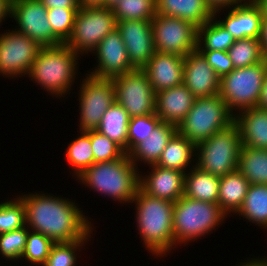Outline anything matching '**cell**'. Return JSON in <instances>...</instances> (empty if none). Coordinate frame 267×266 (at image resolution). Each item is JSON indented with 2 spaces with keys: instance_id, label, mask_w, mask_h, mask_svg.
Returning <instances> with one entry per match:
<instances>
[{
  "instance_id": "cell-1",
  "label": "cell",
  "mask_w": 267,
  "mask_h": 266,
  "mask_svg": "<svg viewBox=\"0 0 267 266\" xmlns=\"http://www.w3.org/2000/svg\"><path fill=\"white\" fill-rule=\"evenodd\" d=\"M46 191L16 193L23 201L29 230L43 234L54 243L95 238L98 223L89 217L79 201L70 199V194L63 197L57 191L55 195Z\"/></svg>"
},
{
  "instance_id": "cell-2",
  "label": "cell",
  "mask_w": 267,
  "mask_h": 266,
  "mask_svg": "<svg viewBox=\"0 0 267 266\" xmlns=\"http://www.w3.org/2000/svg\"><path fill=\"white\" fill-rule=\"evenodd\" d=\"M130 208L135 210V232L139 236L140 245L152 255L154 260L162 262L174 252L173 207L174 203L153 197L137 190ZM160 259V260H159Z\"/></svg>"
},
{
  "instance_id": "cell-3",
  "label": "cell",
  "mask_w": 267,
  "mask_h": 266,
  "mask_svg": "<svg viewBox=\"0 0 267 266\" xmlns=\"http://www.w3.org/2000/svg\"><path fill=\"white\" fill-rule=\"evenodd\" d=\"M81 59L65 43L42 47L25 79L40 87L46 97L65 102L71 94L70 98L74 96L73 90L83 75L79 72Z\"/></svg>"
},
{
  "instance_id": "cell-4",
  "label": "cell",
  "mask_w": 267,
  "mask_h": 266,
  "mask_svg": "<svg viewBox=\"0 0 267 266\" xmlns=\"http://www.w3.org/2000/svg\"><path fill=\"white\" fill-rule=\"evenodd\" d=\"M74 180L94 195L99 194L97 197L101 195L123 207H130L140 185L139 171L127 153L113 161L94 163Z\"/></svg>"
},
{
  "instance_id": "cell-5",
  "label": "cell",
  "mask_w": 267,
  "mask_h": 266,
  "mask_svg": "<svg viewBox=\"0 0 267 266\" xmlns=\"http://www.w3.org/2000/svg\"><path fill=\"white\" fill-rule=\"evenodd\" d=\"M225 220L229 217L218 204L181 197L173 207L174 251L210 237Z\"/></svg>"
},
{
  "instance_id": "cell-6",
  "label": "cell",
  "mask_w": 267,
  "mask_h": 266,
  "mask_svg": "<svg viewBox=\"0 0 267 266\" xmlns=\"http://www.w3.org/2000/svg\"><path fill=\"white\" fill-rule=\"evenodd\" d=\"M234 121L235 115L217 94L195 98L192 108L177 126V131L197 145L210 138L214 133L230 127Z\"/></svg>"
},
{
  "instance_id": "cell-7",
  "label": "cell",
  "mask_w": 267,
  "mask_h": 266,
  "mask_svg": "<svg viewBox=\"0 0 267 266\" xmlns=\"http://www.w3.org/2000/svg\"><path fill=\"white\" fill-rule=\"evenodd\" d=\"M241 148L239 128L234 123L196 145L195 166L213 176L223 177L237 170Z\"/></svg>"
},
{
  "instance_id": "cell-8",
  "label": "cell",
  "mask_w": 267,
  "mask_h": 266,
  "mask_svg": "<svg viewBox=\"0 0 267 266\" xmlns=\"http://www.w3.org/2000/svg\"><path fill=\"white\" fill-rule=\"evenodd\" d=\"M117 28L113 10L104 6H80L72 32L65 44L81 58L87 59L96 46Z\"/></svg>"
},
{
  "instance_id": "cell-9",
  "label": "cell",
  "mask_w": 267,
  "mask_h": 266,
  "mask_svg": "<svg viewBox=\"0 0 267 266\" xmlns=\"http://www.w3.org/2000/svg\"><path fill=\"white\" fill-rule=\"evenodd\" d=\"M266 73L265 59L249 67L234 68L229 74L220 78L219 96L234 115L257 107Z\"/></svg>"
},
{
  "instance_id": "cell-10",
  "label": "cell",
  "mask_w": 267,
  "mask_h": 266,
  "mask_svg": "<svg viewBox=\"0 0 267 266\" xmlns=\"http://www.w3.org/2000/svg\"><path fill=\"white\" fill-rule=\"evenodd\" d=\"M79 81L78 91L73 93L77 95L79 105L77 131L95 130L104 113L116 101L115 88L111 79L95 78L87 73H83Z\"/></svg>"
},
{
  "instance_id": "cell-11",
  "label": "cell",
  "mask_w": 267,
  "mask_h": 266,
  "mask_svg": "<svg viewBox=\"0 0 267 266\" xmlns=\"http://www.w3.org/2000/svg\"><path fill=\"white\" fill-rule=\"evenodd\" d=\"M0 31V77L22 81L42 47L11 27Z\"/></svg>"
},
{
  "instance_id": "cell-12",
  "label": "cell",
  "mask_w": 267,
  "mask_h": 266,
  "mask_svg": "<svg viewBox=\"0 0 267 266\" xmlns=\"http://www.w3.org/2000/svg\"><path fill=\"white\" fill-rule=\"evenodd\" d=\"M111 80L116 102L128 112L130 118L155 114L156 92L143 70L134 69Z\"/></svg>"
},
{
  "instance_id": "cell-13",
  "label": "cell",
  "mask_w": 267,
  "mask_h": 266,
  "mask_svg": "<svg viewBox=\"0 0 267 266\" xmlns=\"http://www.w3.org/2000/svg\"><path fill=\"white\" fill-rule=\"evenodd\" d=\"M151 24L156 52L185 57L197 50L198 28L192 23L156 14Z\"/></svg>"
},
{
  "instance_id": "cell-14",
  "label": "cell",
  "mask_w": 267,
  "mask_h": 266,
  "mask_svg": "<svg viewBox=\"0 0 267 266\" xmlns=\"http://www.w3.org/2000/svg\"><path fill=\"white\" fill-rule=\"evenodd\" d=\"M9 19L16 24L9 25L11 28L31 38L41 47L63 43L53 33L47 8L39 0H11Z\"/></svg>"
},
{
  "instance_id": "cell-15",
  "label": "cell",
  "mask_w": 267,
  "mask_h": 266,
  "mask_svg": "<svg viewBox=\"0 0 267 266\" xmlns=\"http://www.w3.org/2000/svg\"><path fill=\"white\" fill-rule=\"evenodd\" d=\"M90 55L96 61L93 64L94 66L91 69L88 68L89 70L85 72L95 78L113 79L134 70L117 28L110 32Z\"/></svg>"
},
{
  "instance_id": "cell-16",
  "label": "cell",
  "mask_w": 267,
  "mask_h": 266,
  "mask_svg": "<svg viewBox=\"0 0 267 266\" xmlns=\"http://www.w3.org/2000/svg\"><path fill=\"white\" fill-rule=\"evenodd\" d=\"M117 30L125 44L132 68L142 70L156 52L151 21H117Z\"/></svg>"
},
{
  "instance_id": "cell-17",
  "label": "cell",
  "mask_w": 267,
  "mask_h": 266,
  "mask_svg": "<svg viewBox=\"0 0 267 266\" xmlns=\"http://www.w3.org/2000/svg\"><path fill=\"white\" fill-rule=\"evenodd\" d=\"M213 17L235 40L259 39L262 13L252 0L231 8L216 10Z\"/></svg>"
},
{
  "instance_id": "cell-18",
  "label": "cell",
  "mask_w": 267,
  "mask_h": 266,
  "mask_svg": "<svg viewBox=\"0 0 267 266\" xmlns=\"http://www.w3.org/2000/svg\"><path fill=\"white\" fill-rule=\"evenodd\" d=\"M139 188L147 195L175 203L184 195L185 173L157 165L139 171Z\"/></svg>"
},
{
  "instance_id": "cell-19",
  "label": "cell",
  "mask_w": 267,
  "mask_h": 266,
  "mask_svg": "<svg viewBox=\"0 0 267 266\" xmlns=\"http://www.w3.org/2000/svg\"><path fill=\"white\" fill-rule=\"evenodd\" d=\"M195 98L219 94L220 77L197 49L184 57L183 81Z\"/></svg>"
},
{
  "instance_id": "cell-20",
  "label": "cell",
  "mask_w": 267,
  "mask_h": 266,
  "mask_svg": "<svg viewBox=\"0 0 267 266\" xmlns=\"http://www.w3.org/2000/svg\"><path fill=\"white\" fill-rule=\"evenodd\" d=\"M183 66L182 56L155 52L142 70L157 93L182 84Z\"/></svg>"
},
{
  "instance_id": "cell-21",
  "label": "cell",
  "mask_w": 267,
  "mask_h": 266,
  "mask_svg": "<svg viewBox=\"0 0 267 266\" xmlns=\"http://www.w3.org/2000/svg\"><path fill=\"white\" fill-rule=\"evenodd\" d=\"M194 101V95L181 84L156 93L155 114L161 122L177 127L192 108Z\"/></svg>"
},
{
  "instance_id": "cell-22",
  "label": "cell",
  "mask_w": 267,
  "mask_h": 266,
  "mask_svg": "<svg viewBox=\"0 0 267 266\" xmlns=\"http://www.w3.org/2000/svg\"><path fill=\"white\" fill-rule=\"evenodd\" d=\"M176 131L177 127L175 125L161 122L145 141L138 143L128 153L136 169L142 171L143 167V170H146L145 167L156 165L168 141Z\"/></svg>"
},
{
  "instance_id": "cell-23",
  "label": "cell",
  "mask_w": 267,
  "mask_h": 266,
  "mask_svg": "<svg viewBox=\"0 0 267 266\" xmlns=\"http://www.w3.org/2000/svg\"><path fill=\"white\" fill-rule=\"evenodd\" d=\"M242 146L267 149V109L253 107L235 115Z\"/></svg>"
},
{
  "instance_id": "cell-24",
  "label": "cell",
  "mask_w": 267,
  "mask_h": 266,
  "mask_svg": "<svg viewBox=\"0 0 267 266\" xmlns=\"http://www.w3.org/2000/svg\"><path fill=\"white\" fill-rule=\"evenodd\" d=\"M156 14L177 17L197 28L213 18L214 11L207 0H155Z\"/></svg>"
},
{
  "instance_id": "cell-25",
  "label": "cell",
  "mask_w": 267,
  "mask_h": 266,
  "mask_svg": "<svg viewBox=\"0 0 267 266\" xmlns=\"http://www.w3.org/2000/svg\"><path fill=\"white\" fill-rule=\"evenodd\" d=\"M196 145L178 131L170 138L157 166L188 172L195 166Z\"/></svg>"
},
{
  "instance_id": "cell-26",
  "label": "cell",
  "mask_w": 267,
  "mask_h": 266,
  "mask_svg": "<svg viewBox=\"0 0 267 266\" xmlns=\"http://www.w3.org/2000/svg\"><path fill=\"white\" fill-rule=\"evenodd\" d=\"M249 185L238 169L220 177L218 205L229 218L239 211Z\"/></svg>"
},
{
  "instance_id": "cell-27",
  "label": "cell",
  "mask_w": 267,
  "mask_h": 266,
  "mask_svg": "<svg viewBox=\"0 0 267 266\" xmlns=\"http://www.w3.org/2000/svg\"><path fill=\"white\" fill-rule=\"evenodd\" d=\"M236 216L250 223L249 227L253 224L257 229L267 231V184L249 185L243 204L232 219Z\"/></svg>"
},
{
  "instance_id": "cell-28",
  "label": "cell",
  "mask_w": 267,
  "mask_h": 266,
  "mask_svg": "<svg viewBox=\"0 0 267 266\" xmlns=\"http://www.w3.org/2000/svg\"><path fill=\"white\" fill-rule=\"evenodd\" d=\"M220 177L193 166L185 173V197L218 204Z\"/></svg>"
},
{
  "instance_id": "cell-29",
  "label": "cell",
  "mask_w": 267,
  "mask_h": 266,
  "mask_svg": "<svg viewBox=\"0 0 267 266\" xmlns=\"http://www.w3.org/2000/svg\"><path fill=\"white\" fill-rule=\"evenodd\" d=\"M78 134L63 148L64 159L67 162L68 173L71 179L78 177L85 169L94 164V155L91 144V130L77 131Z\"/></svg>"
},
{
  "instance_id": "cell-30",
  "label": "cell",
  "mask_w": 267,
  "mask_h": 266,
  "mask_svg": "<svg viewBox=\"0 0 267 266\" xmlns=\"http://www.w3.org/2000/svg\"><path fill=\"white\" fill-rule=\"evenodd\" d=\"M128 112L116 101L104 113L95 129L118 144L128 154Z\"/></svg>"
},
{
  "instance_id": "cell-31",
  "label": "cell",
  "mask_w": 267,
  "mask_h": 266,
  "mask_svg": "<svg viewBox=\"0 0 267 266\" xmlns=\"http://www.w3.org/2000/svg\"><path fill=\"white\" fill-rule=\"evenodd\" d=\"M237 169L249 184H267V149L242 146Z\"/></svg>"
},
{
  "instance_id": "cell-32",
  "label": "cell",
  "mask_w": 267,
  "mask_h": 266,
  "mask_svg": "<svg viewBox=\"0 0 267 266\" xmlns=\"http://www.w3.org/2000/svg\"><path fill=\"white\" fill-rule=\"evenodd\" d=\"M93 243L94 238H82L81 240L71 242L54 243L46 262L42 266H81L79 262L84 260L81 256L85 253L84 251L90 249L88 247L89 245H93ZM79 258L82 261H79Z\"/></svg>"
},
{
  "instance_id": "cell-33",
  "label": "cell",
  "mask_w": 267,
  "mask_h": 266,
  "mask_svg": "<svg viewBox=\"0 0 267 266\" xmlns=\"http://www.w3.org/2000/svg\"><path fill=\"white\" fill-rule=\"evenodd\" d=\"M234 42V37L214 17L198 28L199 51H227Z\"/></svg>"
},
{
  "instance_id": "cell-34",
  "label": "cell",
  "mask_w": 267,
  "mask_h": 266,
  "mask_svg": "<svg viewBox=\"0 0 267 266\" xmlns=\"http://www.w3.org/2000/svg\"><path fill=\"white\" fill-rule=\"evenodd\" d=\"M227 52L234 68L249 67L265 60L262 45L256 38L235 40Z\"/></svg>"
},
{
  "instance_id": "cell-35",
  "label": "cell",
  "mask_w": 267,
  "mask_h": 266,
  "mask_svg": "<svg viewBox=\"0 0 267 266\" xmlns=\"http://www.w3.org/2000/svg\"><path fill=\"white\" fill-rule=\"evenodd\" d=\"M28 232L29 228L25 226L0 234V265L10 263L9 266H20L19 261L26 247Z\"/></svg>"
},
{
  "instance_id": "cell-36",
  "label": "cell",
  "mask_w": 267,
  "mask_h": 266,
  "mask_svg": "<svg viewBox=\"0 0 267 266\" xmlns=\"http://www.w3.org/2000/svg\"><path fill=\"white\" fill-rule=\"evenodd\" d=\"M10 196V198H9ZM7 199V200H6ZM26 226L23 201L14 193L0 201V234Z\"/></svg>"
},
{
  "instance_id": "cell-37",
  "label": "cell",
  "mask_w": 267,
  "mask_h": 266,
  "mask_svg": "<svg viewBox=\"0 0 267 266\" xmlns=\"http://www.w3.org/2000/svg\"><path fill=\"white\" fill-rule=\"evenodd\" d=\"M54 242L41 233L29 230L26 247L19 261L21 266H42Z\"/></svg>"
},
{
  "instance_id": "cell-38",
  "label": "cell",
  "mask_w": 267,
  "mask_h": 266,
  "mask_svg": "<svg viewBox=\"0 0 267 266\" xmlns=\"http://www.w3.org/2000/svg\"><path fill=\"white\" fill-rule=\"evenodd\" d=\"M117 21L122 20H149L156 15L155 0H121L113 8Z\"/></svg>"
},
{
  "instance_id": "cell-39",
  "label": "cell",
  "mask_w": 267,
  "mask_h": 266,
  "mask_svg": "<svg viewBox=\"0 0 267 266\" xmlns=\"http://www.w3.org/2000/svg\"><path fill=\"white\" fill-rule=\"evenodd\" d=\"M161 123L156 114L132 117L128 125V153L142 141H145Z\"/></svg>"
},
{
  "instance_id": "cell-40",
  "label": "cell",
  "mask_w": 267,
  "mask_h": 266,
  "mask_svg": "<svg viewBox=\"0 0 267 266\" xmlns=\"http://www.w3.org/2000/svg\"><path fill=\"white\" fill-rule=\"evenodd\" d=\"M91 144L94 163L113 161L126 154L118 144L96 130H91Z\"/></svg>"
},
{
  "instance_id": "cell-41",
  "label": "cell",
  "mask_w": 267,
  "mask_h": 266,
  "mask_svg": "<svg viewBox=\"0 0 267 266\" xmlns=\"http://www.w3.org/2000/svg\"><path fill=\"white\" fill-rule=\"evenodd\" d=\"M79 9H47L48 20L53 33L65 43L71 35L76 13Z\"/></svg>"
},
{
  "instance_id": "cell-42",
  "label": "cell",
  "mask_w": 267,
  "mask_h": 266,
  "mask_svg": "<svg viewBox=\"0 0 267 266\" xmlns=\"http://www.w3.org/2000/svg\"><path fill=\"white\" fill-rule=\"evenodd\" d=\"M206 58L208 64L221 78L229 74L233 69V63L227 51H200Z\"/></svg>"
},
{
  "instance_id": "cell-43",
  "label": "cell",
  "mask_w": 267,
  "mask_h": 266,
  "mask_svg": "<svg viewBox=\"0 0 267 266\" xmlns=\"http://www.w3.org/2000/svg\"><path fill=\"white\" fill-rule=\"evenodd\" d=\"M47 9L69 8L80 9L79 0H39Z\"/></svg>"
},
{
  "instance_id": "cell-44",
  "label": "cell",
  "mask_w": 267,
  "mask_h": 266,
  "mask_svg": "<svg viewBox=\"0 0 267 266\" xmlns=\"http://www.w3.org/2000/svg\"><path fill=\"white\" fill-rule=\"evenodd\" d=\"M246 1L248 0H207V3L213 11H216L219 9L231 8Z\"/></svg>"
},
{
  "instance_id": "cell-45",
  "label": "cell",
  "mask_w": 267,
  "mask_h": 266,
  "mask_svg": "<svg viewBox=\"0 0 267 266\" xmlns=\"http://www.w3.org/2000/svg\"><path fill=\"white\" fill-rule=\"evenodd\" d=\"M259 42L262 45V50L267 60V16H262Z\"/></svg>"
},
{
  "instance_id": "cell-46",
  "label": "cell",
  "mask_w": 267,
  "mask_h": 266,
  "mask_svg": "<svg viewBox=\"0 0 267 266\" xmlns=\"http://www.w3.org/2000/svg\"><path fill=\"white\" fill-rule=\"evenodd\" d=\"M239 262V263H238ZM234 266V265H233ZM235 266H267L264 262H262L257 255L249 254V257H246L244 260L237 259Z\"/></svg>"
},
{
  "instance_id": "cell-47",
  "label": "cell",
  "mask_w": 267,
  "mask_h": 266,
  "mask_svg": "<svg viewBox=\"0 0 267 266\" xmlns=\"http://www.w3.org/2000/svg\"><path fill=\"white\" fill-rule=\"evenodd\" d=\"M11 0H0V29L9 20Z\"/></svg>"
},
{
  "instance_id": "cell-48",
  "label": "cell",
  "mask_w": 267,
  "mask_h": 266,
  "mask_svg": "<svg viewBox=\"0 0 267 266\" xmlns=\"http://www.w3.org/2000/svg\"><path fill=\"white\" fill-rule=\"evenodd\" d=\"M257 107L261 109H267V73L265 75V79L262 84V89L257 103Z\"/></svg>"
},
{
  "instance_id": "cell-49",
  "label": "cell",
  "mask_w": 267,
  "mask_h": 266,
  "mask_svg": "<svg viewBox=\"0 0 267 266\" xmlns=\"http://www.w3.org/2000/svg\"><path fill=\"white\" fill-rule=\"evenodd\" d=\"M80 6H104L105 0H79Z\"/></svg>"
},
{
  "instance_id": "cell-50",
  "label": "cell",
  "mask_w": 267,
  "mask_h": 266,
  "mask_svg": "<svg viewBox=\"0 0 267 266\" xmlns=\"http://www.w3.org/2000/svg\"><path fill=\"white\" fill-rule=\"evenodd\" d=\"M260 9L262 16H267V0H252Z\"/></svg>"
},
{
  "instance_id": "cell-51",
  "label": "cell",
  "mask_w": 267,
  "mask_h": 266,
  "mask_svg": "<svg viewBox=\"0 0 267 266\" xmlns=\"http://www.w3.org/2000/svg\"><path fill=\"white\" fill-rule=\"evenodd\" d=\"M121 0H105L104 7L112 9L115 5H117Z\"/></svg>"
},
{
  "instance_id": "cell-52",
  "label": "cell",
  "mask_w": 267,
  "mask_h": 266,
  "mask_svg": "<svg viewBox=\"0 0 267 266\" xmlns=\"http://www.w3.org/2000/svg\"><path fill=\"white\" fill-rule=\"evenodd\" d=\"M266 234H267V231L265 232ZM262 262H264L265 264H267V254H266V256H265V254H264V256H263V254L260 256V254H259V256H257Z\"/></svg>"
}]
</instances>
